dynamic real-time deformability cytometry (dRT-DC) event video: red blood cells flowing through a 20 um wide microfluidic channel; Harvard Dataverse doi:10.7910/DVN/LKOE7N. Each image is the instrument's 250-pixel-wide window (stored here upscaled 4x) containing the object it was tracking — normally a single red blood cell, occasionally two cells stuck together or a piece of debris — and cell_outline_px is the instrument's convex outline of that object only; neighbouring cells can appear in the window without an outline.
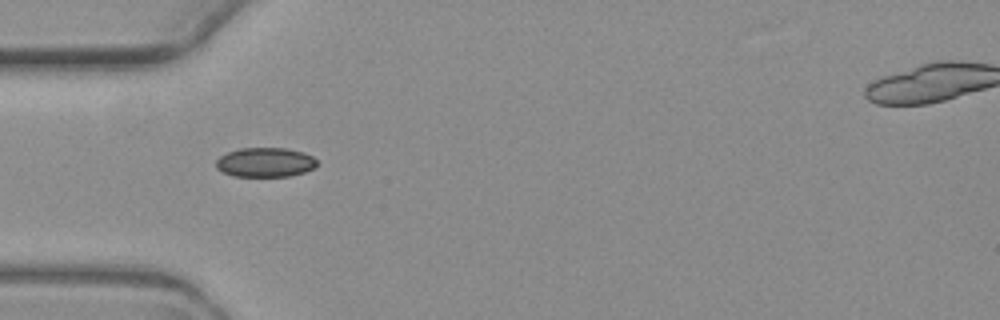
{"species": "common noctule bat (a hibernating species)", "species_latin": "Nyctalus noctula", "temperature_condition": "warm", "stored_images_in_passage": 6, "camera_frame_rate_fps": 3000, "um_per_image_px": 0.085, "animal": {"sex": "female", "body_mass_g": 19.3, "forearm_length_mm": 54.1}, "frame": {"image": 1, "passage_image": 3, "time_ms": 2.333, "image_size_px": [1000, 320], "cell_outline_px": [[316, 164], [312, 168], [304, 172], [288, 176], [232, 176], [216, 168], [216, 160], [220, 156], [228, 152], [240, 148], [288, 148], [304, 152], [312, 156], [316, 160]], "centroid_in_image_um": [22.53, 13.79], "position_along_channel_um": 62.5, "area_um2": 17.22}}
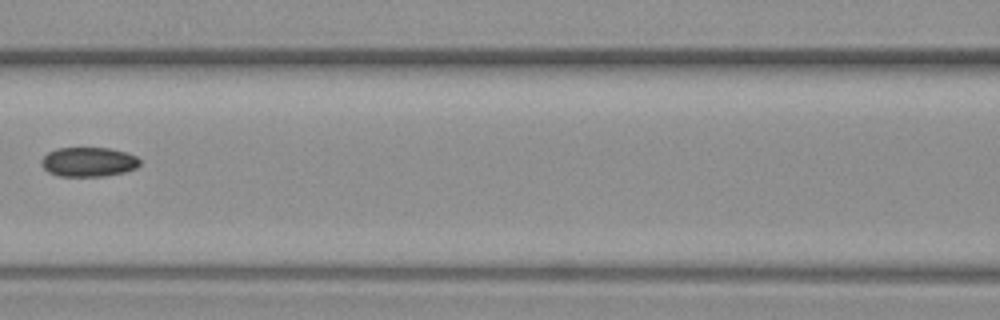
{"frame": {"image": 2, "passage_image": 5, "time_ms": 5.0, "image_size_px": [1000, 320], "cell_outline_px": [[140, 164], [136, 168], [124, 172], [104, 176], [60, 176], [48, 172], [40, 164], [40, 160], [48, 152], [56, 148], [108, 148], [124, 152], [136, 156], [140, 160]], "centroid_in_image_um": [7.5, 13.76], "position_along_channel_um": 159.1, "area_um2": 16.88}}
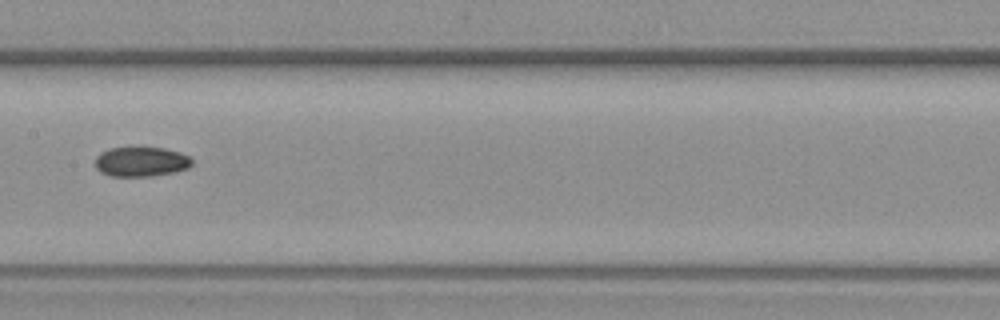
{"frame": {"image": 3, "passage_image": 6, "time_ms": 6.0, "image_size_px": [1000, 320], "cell_outline_px": [[192, 164], [188, 168], [176, 172], [152, 176], [112, 176], [100, 172], [96, 168], [96, 156], [100, 152], [108, 148], [164, 148], [180, 152], [188, 156], [192, 160]], "centroid_in_image_um": [11.99, 13.75], "position_along_channel_um": 195.4, "area_um2": 16.76}}